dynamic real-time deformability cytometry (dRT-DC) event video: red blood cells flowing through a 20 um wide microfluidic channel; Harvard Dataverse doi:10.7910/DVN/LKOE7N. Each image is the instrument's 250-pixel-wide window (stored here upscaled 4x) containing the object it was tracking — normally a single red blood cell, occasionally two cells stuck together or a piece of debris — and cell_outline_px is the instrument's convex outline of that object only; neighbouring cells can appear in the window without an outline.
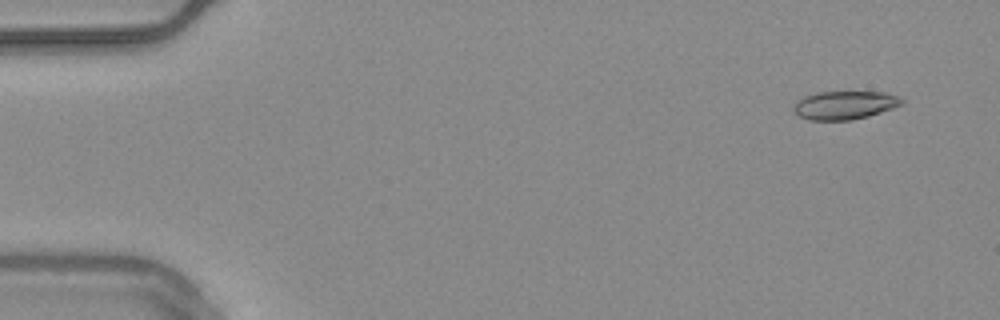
{"species": "common noctule bat (a hibernating species)", "species_latin": "Nyctalus noctula", "temperature_condition": "warm", "stored_images_in_passage": 55, "camera_frame_rate_fps": 3000, "um_per_image_px": 0.085, "animal": {"sex": "male", "body_mass_g": 20.4}, "frame": {"image": 1, "passage_image": 4, "time_ms": 1.0, "image_size_px": [1000, 320], "cell_outline_px": [[904, 104], [868, 116], [852, 120], [808, 120], [792, 112], [792, 108], [804, 96], [816, 92], [884, 92], [900, 96], [904, 100]], "centroid_in_image_um": [71.81, 8.94], "position_along_channel_um": 13.2, "area_um2": 17.92}}
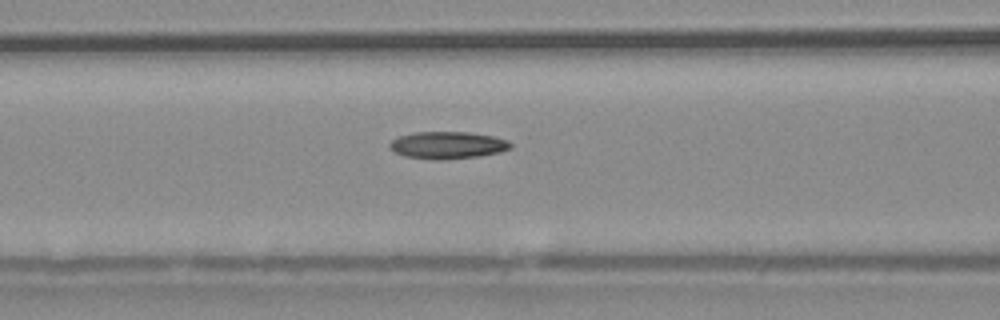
{"frame": {"image": 2, "passage_image": 23, "time_ms": 7.333, "image_size_px": [1000, 320], "cell_outline_px": [[512, 148], [500, 152], [480, 156], [436, 160], [404, 156], [396, 152], [388, 144], [392, 140], [400, 136], [416, 132], [468, 132], [492, 136], [508, 140], [512, 144]], "centroid_in_image_um": [38.08, 12.34], "position_along_channel_um": 128.5, "area_um2": 19.02}}
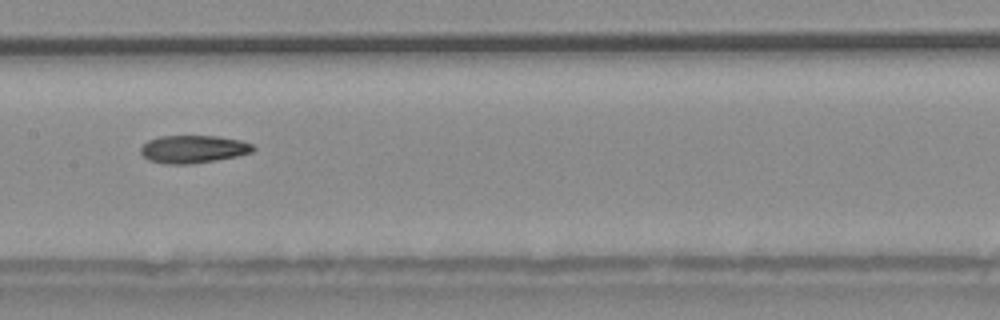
{"frame": {"image": 3, "passage_image": 28, "time_ms": 9.0, "image_size_px": [1000, 320], "cell_outline_px": [[256, 148], [252, 152], [236, 156], [216, 160], [188, 164], [164, 164], [148, 160], [140, 152], [140, 148], [148, 140], [160, 136], [216, 136], [240, 140], [252, 144]], "centroid_in_image_um": [16.41, 12.68], "position_along_channel_um": 191.0, "area_um2": 18.15}, "authors_computed_cell_mechanics": {"area_um2": 18.4382, "velocity_mm_per_s": 3.7301, "shape_relaxation_time_tau1_ms": 11.1769, "shape_relaxation_time_tau2_ms": 5.1154, "deformation_change_tau1": 0.2309, "deformation_change_tau2": 0.1293}}